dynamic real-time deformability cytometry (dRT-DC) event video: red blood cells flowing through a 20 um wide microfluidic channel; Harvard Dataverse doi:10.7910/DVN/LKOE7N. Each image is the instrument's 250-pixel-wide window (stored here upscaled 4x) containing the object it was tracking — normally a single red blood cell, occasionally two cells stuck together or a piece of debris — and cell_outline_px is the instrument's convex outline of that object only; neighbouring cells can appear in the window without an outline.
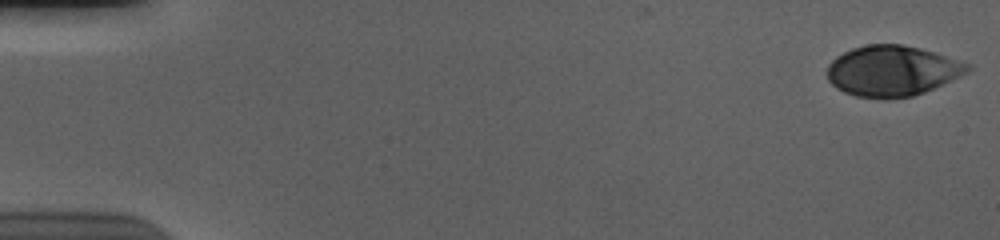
{"species": "human", "species_latin": "Homo sapiens", "temperature_condition": "cold", "stored_images_in_passage": 56, "camera_frame_rate_fps": 3000, "um_per_image_px": 0.085, "donor": {"sex": "male"}, "frame": {"image": 1, "passage_image": 1, "time_ms": 0.0, "image_size_px": [1000, 240], "cell_outline_px": [[972, 68], [968, 72], [960, 76], [924, 92], [912, 96], [856, 96], [844, 92], [836, 88], [828, 80], [824, 72], [828, 64], [836, 56], [852, 48], [868, 44], [904, 44], [920, 48], [960, 60], [972, 64]], "centroid_in_image_um": [75.82, 5.98], "position_along_channel_um": 9.2, "area_um2": 41.04}}
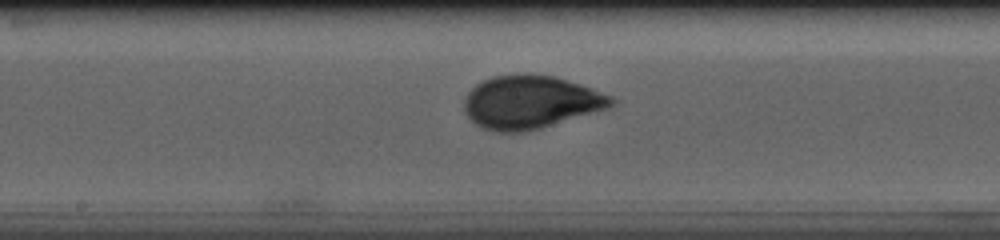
{"frame": {"image": 2, "passage_image": 30, "time_ms": 9.667, "image_size_px": [1000, 240], "cell_outline_px": [[616, 104], [608, 108], [540, 128], [524, 132], [492, 132], [480, 128], [464, 112], [464, 100], [468, 92], [476, 84], [492, 76], [528, 72], [556, 76], [592, 88], [612, 96], [616, 100]], "centroid_in_image_um": [45.09, 8.67], "position_along_channel_um": 203.1, "area_um2": 46.01}}
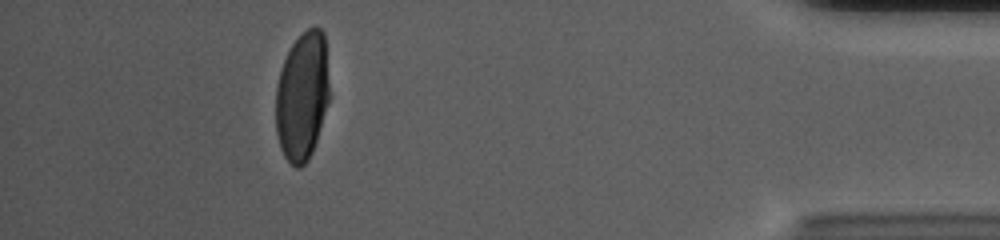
{"frame": {"image": 3, "passage_image": 51, "time_ms": 16.667, "image_size_px": [1000, 240], "cell_outline_px": [[328, 100], [316, 140], [312, 152], [308, 160], [300, 168], [296, 168], [284, 156], [280, 148], [276, 132], [276, 88], [280, 72], [284, 60], [292, 44], [308, 28], [320, 28], [324, 32], [328, 84]], "centroid_in_image_um": [25.67, 8.2], "position_along_channel_um": 409.5, "area_um2": 39.59}, "authors_computed_cell_mechanics": {"area_um2": 43.6101, "velocity_mm_per_s": 3.6744, "shape_relaxation_time_tau1_ms": 4.0986, "shape_relaxation_time_tau2_ms": null, "deformation_change_tau1": 0.1709, "deformation_change_tau2": null}}